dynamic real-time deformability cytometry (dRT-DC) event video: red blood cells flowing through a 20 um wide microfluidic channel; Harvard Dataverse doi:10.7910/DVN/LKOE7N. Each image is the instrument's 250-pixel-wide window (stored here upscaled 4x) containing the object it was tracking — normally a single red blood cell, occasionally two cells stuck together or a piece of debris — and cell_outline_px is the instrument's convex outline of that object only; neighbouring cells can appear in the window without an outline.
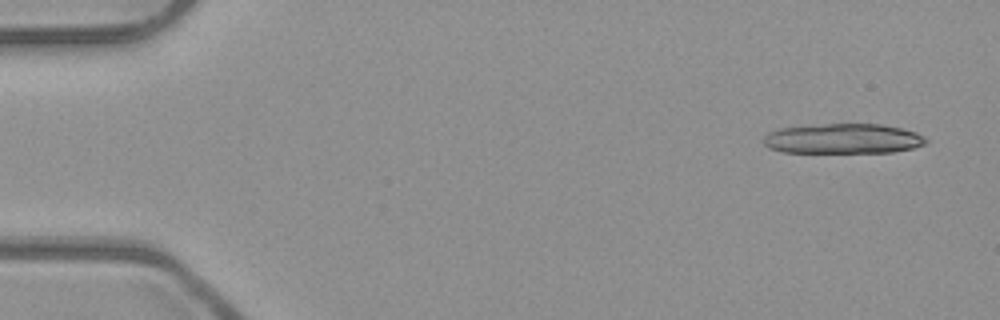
{"species": "common noctule bat (a hibernating species)", "species_latin": "Nyctalus noctula", "temperature_condition": "room temperature", "stored_images_in_passage": 5, "camera_frame_rate_fps": 3000, "um_per_image_px": 0.085, "animal": {"sex": "male", "body_mass_g": 23.1, "forearm_length_mm": 52.7}, "frame": {"image": 1, "passage_image": 1, "time_ms": 0.0, "image_size_px": [1000, 320], "cell_outline_px": [[928, 140], [924, 144], [912, 148], [892, 152], [784, 152], [768, 148], [764, 144], [764, 136], [768, 132], [780, 128], [828, 124], [880, 124], [900, 128], [916, 132], [924, 136]], "centroid_in_image_um": [71.66, 11.79], "position_along_channel_um": 13.3, "area_um2": 28.21}}